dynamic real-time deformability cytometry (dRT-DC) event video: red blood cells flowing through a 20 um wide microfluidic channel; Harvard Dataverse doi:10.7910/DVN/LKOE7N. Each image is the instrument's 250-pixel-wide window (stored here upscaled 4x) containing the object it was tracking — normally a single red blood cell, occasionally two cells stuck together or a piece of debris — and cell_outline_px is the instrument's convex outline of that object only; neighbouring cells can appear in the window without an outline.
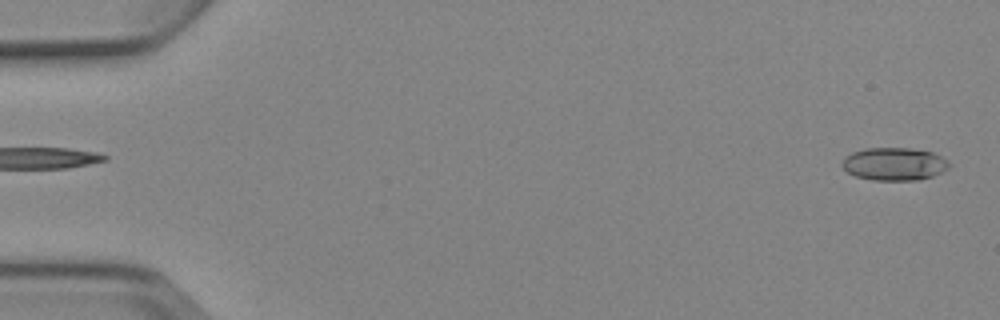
{"species": "Egyptian fruit bat (a non-hibernating species)", "species_latin": "Rousettus aegyptiacus", "temperature_condition": "cold", "stored_images_in_passage": 5, "segment_of_instrument_passage": [2, 2], "camera_frame_rate_fps": 3000, "um_per_image_px": 0.085, "animal": {"sex": "female"}, "frame": {"image": 1, "passage_image": 5, "time_ms": 4.667, "image_size_px": [1000, 320], "cell_outline_px": [[952, 164], [948, 168], [932, 176], [920, 180], [872, 180], [856, 176], [848, 172], [840, 164], [852, 152], [864, 148], [912, 148], [932, 152], [948, 160]], "centroid_in_image_um": [76.03, 13.93], "position_along_channel_um": 9.0, "area_um2": 20.46}}